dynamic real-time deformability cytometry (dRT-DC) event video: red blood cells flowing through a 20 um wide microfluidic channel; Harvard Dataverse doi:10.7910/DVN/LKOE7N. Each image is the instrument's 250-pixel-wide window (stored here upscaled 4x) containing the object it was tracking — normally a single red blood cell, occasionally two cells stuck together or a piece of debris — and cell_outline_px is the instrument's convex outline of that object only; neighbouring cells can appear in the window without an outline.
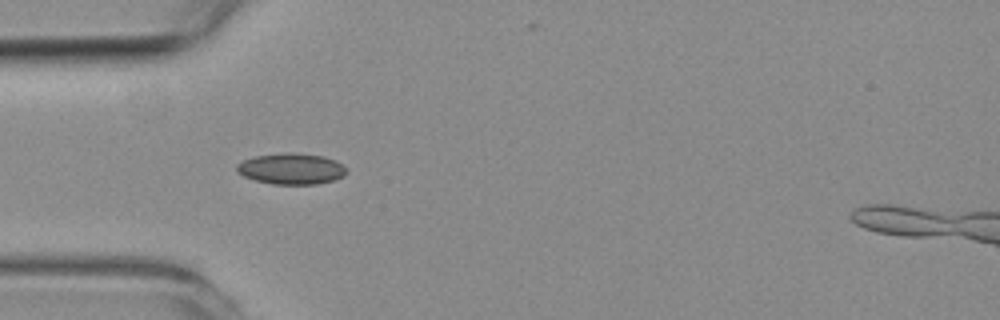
{"species": "common noctule bat (a hibernating species)", "species_latin": "Nyctalus noctula", "temperature_condition": "room temperature", "stored_images_in_passage": 40, "segment_of_instrument_passage": [1, 2], "camera_frame_rate_fps": 3000, "um_per_image_px": 0.085, "animal": {"sex": "female", "body_mass_g": 19.3, "forearm_length_mm": 54.1}, "frame": {"image": 1, "passage_image": 1, "time_ms": 0.0, "image_size_px": [1000, 320], "cell_outline_px": [[344, 176], [332, 180], [316, 184], [272, 184], [256, 180], [244, 176], [236, 172], [236, 164], [244, 160], [256, 156], [284, 152], [296, 152], [324, 156], [336, 160], [344, 168]], "centroid_in_image_um": [24.72, 14.33], "position_along_channel_um": 60.3, "area_um2": 19.77}}
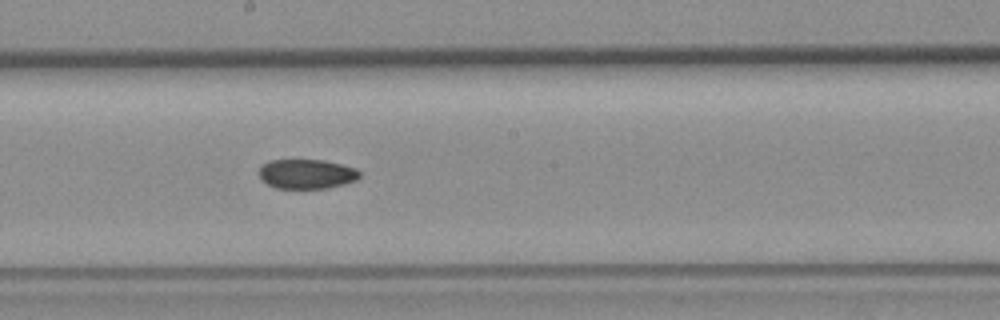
{"frame": {"image": 2, "passage_image": 14, "time_ms": 4.333, "image_size_px": [1000, 320], "cell_outline_px": [[360, 176], [356, 180], [344, 184], [328, 188], [276, 188], [260, 180], [256, 172], [260, 164], [268, 160], [324, 160], [356, 168], [360, 172]], "centroid_in_image_um": [25.99, 14.78], "position_along_channel_um": 222.2, "area_um2": 17.63}}
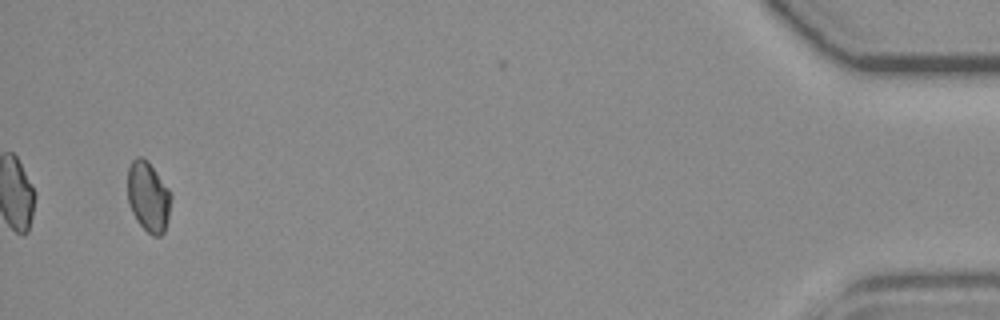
{"frame": {"image": 3, "passage_image": 37, "time_ms": 12.0, "image_size_px": [1000, 320], "cell_outline_px": [[172, 196], [168, 216], [164, 232], [160, 236], [152, 236], [136, 220], [132, 212], [128, 200], [128, 168], [132, 160], [136, 156], [140, 156], [148, 160], [168, 188]], "centroid_in_image_um": [12.6, 16.7], "position_along_channel_um": 422.6, "area_um2": 17.74}}